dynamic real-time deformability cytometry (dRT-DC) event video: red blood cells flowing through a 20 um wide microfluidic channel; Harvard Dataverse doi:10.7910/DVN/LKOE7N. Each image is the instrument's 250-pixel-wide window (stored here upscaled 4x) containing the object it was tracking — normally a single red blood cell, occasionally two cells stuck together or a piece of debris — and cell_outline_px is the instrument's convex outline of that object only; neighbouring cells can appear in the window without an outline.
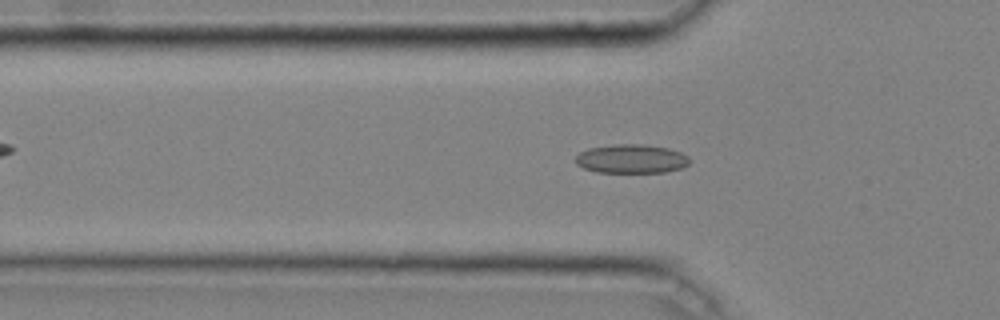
{"species": "common noctule bat (a hibernating species)", "species_latin": "Nyctalus noctula", "temperature_condition": "cold", "stored_images_in_passage": 46, "camera_frame_rate_fps": 3000, "um_per_image_px": 0.085, "animal": {"sex": "male", "body_mass_g": 20.4}, "frame": {"image": 1, "passage_image": 15, "time_ms": 4.667, "image_size_px": [1000, 320], "cell_outline_px": [[688, 164], [680, 168], [664, 172], [596, 172], [584, 168], [576, 164], [576, 156], [580, 152], [588, 148], [616, 144], [644, 144], [668, 148], [680, 152], [688, 156]], "centroid_in_image_um": [53.64, 13.49], "position_along_channel_um": 72.2, "area_um2": 19.07}}
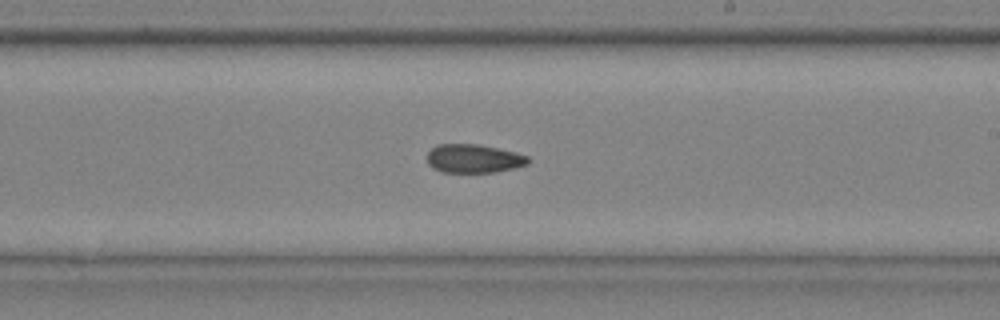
{"frame": {"image": 2, "passage_image": 28, "time_ms": 9.0, "image_size_px": [1000, 320], "cell_outline_px": [[532, 160], [528, 164], [496, 172], [440, 172], [432, 168], [428, 164], [428, 152], [436, 144], [480, 144], [516, 152], [528, 156]], "centroid_in_image_um": [40.27, 13.47], "position_along_channel_um": 248.7, "area_um2": 16.99}}
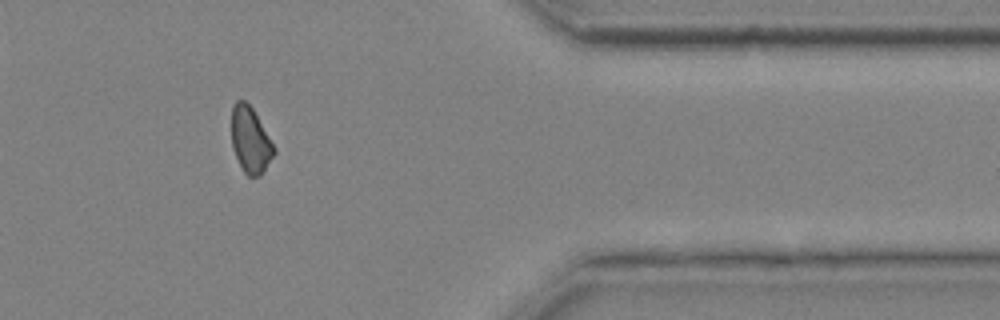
{"frame": {"image": 3, "passage_image": 40, "time_ms": 13.0, "image_size_px": [1000, 320], "cell_outline_px": [[276, 152], [264, 172], [260, 176], [248, 176], [244, 172], [232, 148], [232, 104], [236, 100], [244, 100], [252, 108], [276, 148]], "centroid_in_image_um": [21.29, 11.91], "position_along_channel_um": 390.1, "area_um2": 16.3}, "authors_computed_cell_mechanics": {"area_um2": 17.6579, "velocity_mm_per_s": 4.0735, "shape_relaxation_time_tau1_ms": null, "shape_relaxation_time_tau2_ms": 4.0912, "deformation_change_tau1": null, "deformation_change_tau2": 0.1021}}